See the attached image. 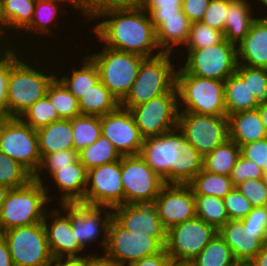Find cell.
<instances>
[{"instance_id":"cell-49","label":"cell","mask_w":267,"mask_h":266,"mask_svg":"<svg viewBox=\"0 0 267 266\" xmlns=\"http://www.w3.org/2000/svg\"><path fill=\"white\" fill-rule=\"evenodd\" d=\"M223 200L229 219L245 218L253 208L250 201L236 188L229 192Z\"/></svg>"},{"instance_id":"cell-4","label":"cell","mask_w":267,"mask_h":266,"mask_svg":"<svg viewBox=\"0 0 267 266\" xmlns=\"http://www.w3.org/2000/svg\"><path fill=\"white\" fill-rule=\"evenodd\" d=\"M174 57L172 53H161L145 58L129 93L120 102V106L130 110L171 91L176 86V67H178L173 62Z\"/></svg>"},{"instance_id":"cell-30","label":"cell","mask_w":267,"mask_h":266,"mask_svg":"<svg viewBox=\"0 0 267 266\" xmlns=\"http://www.w3.org/2000/svg\"><path fill=\"white\" fill-rule=\"evenodd\" d=\"M229 139L239 147L267 138L258 110L239 111L228 115Z\"/></svg>"},{"instance_id":"cell-47","label":"cell","mask_w":267,"mask_h":266,"mask_svg":"<svg viewBox=\"0 0 267 266\" xmlns=\"http://www.w3.org/2000/svg\"><path fill=\"white\" fill-rule=\"evenodd\" d=\"M235 188L250 201L253 208L267 206V183L263 178L247 179Z\"/></svg>"},{"instance_id":"cell-50","label":"cell","mask_w":267,"mask_h":266,"mask_svg":"<svg viewBox=\"0 0 267 266\" xmlns=\"http://www.w3.org/2000/svg\"><path fill=\"white\" fill-rule=\"evenodd\" d=\"M264 172L252 161L244 158L242 155L231 171L230 179L234 186L247 179H262Z\"/></svg>"},{"instance_id":"cell-55","label":"cell","mask_w":267,"mask_h":266,"mask_svg":"<svg viewBox=\"0 0 267 266\" xmlns=\"http://www.w3.org/2000/svg\"><path fill=\"white\" fill-rule=\"evenodd\" d=\"M173 260L166 253L165 248L152 256H147L141 260L126 264L125 266H173Z\"/></svg>"},{"instance_id":"cell-12","label":"cell","mask_w":267,"mask_h":266,"mask_svg":"<svg viewBox=\"0 0 267 266\" xmlns=\"http://www.w3.org/2000/svg\"><path fill=\"white\" fill-rule=\"evenodd\" d=\"M177 128L202 157L229 140L226 115L179 112Z\"/></svg>"},{"instance_id":"cell-16","label":"cell","mask_w":267,"mask_h":266,"mask_svg":"<svg viewBox=\"0 0 267 266\" xmlns=\"http://www.w3.org/2000/svg\"><path fill=\"white\" fill-rule=\"evenodd\" d=\"M122 185L125 203H154L165 185L140 155L122 156Z\"/></svg>"},{"instance_id":"cell-33","label":"cell","mask_w":267,"mask_h":266,"mask_svg":"<svg viewBox=\"0 0 267 266\" xmlns=\"http://www.w3.org/2000/svg\"><path fill=\"white\" fill-rule=\"evenodd\" d=\"M81 115L101 117L120 106L118 99L99 81L78 101Z\"/></svg>"},{"instance_id":"cell-27","label":"cell","mask_w":267,"mask_h":266,"mask_svg":"<svg viewBox=\"0 0 267 266\" xmlns=\"http://www.w3.org/2000/svg\"><path fill=\"white\" fill-rule=\"evenodd\" d=\"M156 29L157 43L163 53L177 52L187 42L192 22L184 13L171 17H150ZM176 50V51H175Z\"/></svg>"},{"instance_id":"cell-56","label":"cell","mask_w":267,"mask_h":266,"mask_svg":"<svg viewBox=\"0 0 267 266\" xmlns=\"http://www.w3.org/2000/svg\"><path fill=\"white\" fill-rule=\"evenodd\" d=\"M97 244H95L96 250L92 253V251L88 254L83 256H70V257H58L53 258L51 266H86V264L95 256L102 254L101 252L97 251ZM97 251V253H96Z\"/></svg>"},{"instance_id":"cell-10","label":"cell","mask_w":267,"mask_h":266,"mask_svg":"<svg viewBox=\"0 0 267 266\" xmlns=\"http://www.w3.org/2000/svg\"><path fill=\"white\" fill-rule=\"evenodd\" d=\"M0 151L22 164L33 175L39 168L41 155L37 131L20 117L0 119Z\"/></svg>"},{"instance_id":"cell-63","label":"cell","mask_w":267,"mask_h":266,"mask_svg":"<svg viewBox=\"0 0 267 266\" xmlns=\"http://www.w3.org/2000/svg\"><path fill=\"white\" fill-rule=\"evenodd\" d=\"M9 190H10L9 187L0 184V209L2 208V204L5 201Z\"/></svg>"},{"instance_id":"cell-36","label":"cell","mask_w":267,"mask_h":266,"mask_svg":"<svg viewBox=\"0 0 267 266\" xmlns=\"http://www.w3.org/2000/svg\"><path fill=\"white\" fill-rule=\"evenodd\" d=\"M73 149L80 152L94 144L102 135L101 120L98 116L79 115L71 119Z\"/></svg>"},{"instance_id":"cell-41","label":"cell","mask_w":267,"mask_h":266,"mask_svg":"<svg viewBox=\"0 0 267 266\" xmlns=\"http://www.w3.org/2000/svg\"><path fill=\"white\" fill-rule=\"evenodd\" d=\"M26 50L5 44L0 48V119L9 117L8 82L12 64Z\"/></svg>"},{"instance_id":"cell-13","label":"cell","mask_w":267,"mask_h":266,"mask_svg":"<svg viewBox=\"0 0 267 266\" xmlns=\"http://www.w3.org/2000/svg\"><path fill=\"white\" fill-rule=\"evenodd\" d=\"M165 247L155 238L133 233L113 218L108 228L107 244L102 255L118 266L160 253Z\"/></svg>"},{"instance_id":"cell-43","label":"cell","mask_w":267,"mask_h":266,"mask_svg":"<svg viewBox=\"0 0 267 266\" xmlns=\"http://www.w3.org/2000/svg\"><path fill=\"white\" fill-rule=\"evenodd\" d=\"M33 180V174L22 164L0 151V184L11 188L22 187Z\"/></svg>"},{"instance_id":"cell-32","label":"cell","mask_w":267,"mask_h":266,"mask_svg":"<svg viewBox=\"0 0 267 266\" xmlns=\"http://www.w3.org/2000/svg\"><path fill=\"white\" fill-rule=\"evenodd\" d=\"M226 116L239 111L255 110V96L248 88V80H242L236 73L224 81Z\"/></svg>"},{"instance_id":"cell-7","label":"cell","mask_w":267,"mask_h":266,"mask_svg":"<svg viewBox=\"0 0 267 266\" xmlns=\"http://www.w3.org/2000/svg\"><path fill=\"white\" fill-rule=\"evenodd\" d=\"M86 53L98 68L100 81L121 102L129 93L145 57L106 46Z\"/></svg>"},{"instance_id":"cell-17","label":"cell","mask_w":267,"mask_h":266,"mask_svg":"<svg viewBox=\"0 0 267 266\" xmlns=\"http://www.w3.org/2000/svg\"><path fill=\"white\" fill-rule=\"evenodd\" d=\"M121 159L87 170L83 204L113 208L124 204Z\"/></svg>"},{"instance_id":"cell-31","label":"cell","mask_w":267,"mask_h":266,"mask_svg":"<svg viewBox=\"0 0 267 266\" xmlns=\"http://www.w3.org/2000/svg\"><path fill=\"white\" fill-rule=\"evenodd\" d=\"M36 131L41 158L53 152L73 149L71 120L59 119Z\"/></svg>"},{"instance_id":"cell-20","label":"cell","mask_w":267,"mask_h":266,"mask_svg":"<svg viewBox=\"0 0 267 266\" xmlns=\"http://www.w3.org/2000/svg\"><path fill=\"white\" fill-rule=\"evenodd\" d=\"M154 205L167 230L196 217L194 192L189 184H165Z\"/></svg>"},{"instance_id":"cell-24","label":"cell","mask_w":267,"mask_h":266,"mask_svg":"<svg viewBox=\"0 0 267 266\" xmlns=\"http://www.w3.org/2000/svg\"><path fill=\"white\" fill-rule=\"evenodd\" d=\"M218 233L231 248L236 261L250 262L267 244V233H251L241 219H229Z\"/></svg>"},{"instance_id":"cell-8","label":"cell","mask_w":267,"mask_h":266,"mask_svg":"<svg viewBox=\"0 0 267 266\" xmlns=\"http://www.w3.org/2000/svg\"><path fill=\"white\" fill-rule=\"evenodd\" d=\"M187 54V55H186ZM176 74H190L201 78L225 81L236 72V45L225 38L218 44L185 52ZM179 68V69H178Z\"/></svg>"},{"instance_id":"cell-9","label":"cell","mask_w":267,"mask_h":266,"mask_svg":"<svg viewBox=\"0 0 267 266\" xmlns=\"http://www.w3.org/2000/svg\"><path fill=\"white\" fill-rule=\"evenodd\" d=\"M0 234L7 242L14 266H51L53 257L43 222L15 227Z\"/></svg>"},{"instance_id":"cell-52","label":"cell","mask_w":267,"mask_h":266,"mask_svg":"<svg viewBox=\"0 0 267 266\" xmlns=\"http://www.w3.org/2000/svg\"><path fill=\"white\" fill-rule=\"evenodd\" d=\"M241 155L255 163L263 172L267 170V138L240 147Z\"/></svg>"},{"instance_id":"cell-59","label":"cell","mask_w":267,"mask_h":266,"mask_svg":"<svg viewBox=\"0 0 267 266\" xmlns=\"http://www.w3.org/2000/svg\"><path fill=\"white\" fill-rule=\"evenodd\" d=\"M0 266H14L6 240L0 234Z\"/></svg>"},{"instance_id":"cell-46","label":"cell","mask_w":267,"mask_h":266,"mask_svg":"<svg viewBox=\"0 0 267 266\" xmlns=\"http://www.w3.org/2000/svg\"><path fill=\"white\" fill-rule=\"evenodd\" d=\"M242 80H248V88L255 96L256 105L267 104V69L237 65L235 72Z\"/></svg>"},{"instance_id":"cell-35","label":"cell","mask_w":267,"mask_h":266,"mask_svg":"<svg viewBox=\"0 0 267 266\" xmlns=\"http://www.w3.org/2000/svg\"><path fill=\"white\" fill-rule=\"evenodd\" d=\"M194 195H210L224 198L235 186L230 176L213 174L202 169L189 183Z\"/></svg>"},{"instance_id":"cell-65","label":"cell","mask_w":267,"mask_h":266,"mask_svg":"<svg viewBox=\"0 0 267 266\" xmlns=\"http://www.w3.org/2000/svg\"><path fill=\"white\" fill-rule=\"evenodd\" d=\"M173 266H195V265L189 261H174Z\"/></svg>"},{"instance_id":"cell-54","label":"cell","mask_w":267,"mask_h":266,"mask_svg":"<svg viewBox=\"0 0 267 266\" xmlns=\"http://www.w3.org/2000/svg\"><path fill=\"white\" fill-rule=\"evenodd\" d=\"M211 0H183L182 12L192 22H201Z\"/></svg>"},{"instance_id":"cell-34","label":"cell","mask_w":267,"mask_h":266,"mask_svg":"<svg viewBox=\"0 0 267 266\" xmlns=\"http://www.w3.org/2000/svg\"><path fill=\"white\" fill-rule=\"evenodd\" d=\"M240 155V147L229 139L203 157V169L213 174L230 176Z\"/></svg>"},{"instance_id":"cell-6","label":"cell","mask_w":267,"mask_h":266,"mask_svg":"<svg viewBox=\"0 0 267 266\" xmlns=\"http://www.w3.org/2000/svg\"><path fill=\"white\" fill-rule=\"evenodd\" d=\"M179 112L226 115L224 81L176 74Z\"/></svg>"},{"instance_id":"cell-42","label":"cell","mask_w":267,"mask_h":266,"mask_svg":"<svg viewBox=\"0 0 267 266\" xmlns=\"http://www.w3.org/2000/svg\"><path fill=\"white\" fill-rule=\"evenodd\" d=\"M78 159L79 152L74 149H67L46 154L41 158L39 168L33 175V180L43 184L54 172L65 166L75 163Z\"/></svg>"},{"instance_id":"cell-53","label":"cell","mask_w":267,"mask_h":266,"mask_svg":"<svg viewBox=\"0 0 267 266\" xmlns=\"http://www.w3.org/2000/svg\"><path fill=\"white\" fill-rule=\"evenodd\" d=\"M243 221L244 228L251 233H267V206L254 207Z\"/></svg>"},{"instance_id":"cell-38","label":"cell","mask_w":267,"mask_h":266,"mask_svg":"<svg viewBox=\"0 0 267 266\" xmlns=\"http://www.w3.org/2000/svg\"><path fill=\"white\" fill-rule=\"evenodd\" d=\"M235 261L231 248L217 233L191 262L195 266H230Z\"/></svg>"},{"instance_id":"cell-57","label":"cell","mask_w":267,"mask_h":266,"mask_svg":"<svg viewBox=\"0 0 267 266\" xmlns=\"http://www.w3.org/2000/svg\"><path fill=\"white\" fill-rule=\"evenodd\" d=\"M46 1H52V2H58L60 4H62L65 7H71V12L79 14L80 12V16L81 18L83 17L84 19H86V23L83 24H87L90 22L91 20V15L83 8V4L81 0H46ZM69 5V6H68ZM76 11V12H75ZM88 22V23H87Z\"/></svg>"},{"instance_id":"cell-26","label":"cell","mask_w":267,"mask_h":266,"mask_svg":"<svg viewBox=\"0 0 267 266\" xmlns=\"http://www.w3.org/2000/svg\"><path fill=\"white\" fill-rule=\"evenodd\" d=\"M236 51L239 65L267 69V20L258 16Z\"/></svg>"},{"instance_id":"cell-15","label":"cell","mask_w":267,"mask_h":266,"mask_svg":"<svg viewBox=\"0 0 267 266\" xmlns=\"http://www.w3.org/2000/svg\"><path fill=\"white\" fill-rule=\"evenodd\" d=\"M217 233L213 225L194 217L167 230L165 251L173 261L191 262Z\"/></svg>"},{"instance_id":"cell-22","label":"cell","mask_w":267,"mask_h":266,"mask_svg":"<svg viewBox=\"0 0 267 266\" xmlns=\"http://www.w3.org/2000/svg\"><path fill=\"white\" fill-rule=\"evenodd\" d=\"M52 207L46 212L43 220L52 257L86 255L85 249L79 244L73 232L70 218L60 208Z\"/></svg>"},{"instance_id":"cell-39","label":"cell","mask_w":267,"mask_h":266,"mask_svg":"<svg viewBox=\"0 0 267 266\" xmlns=\"http://www.w3.org/2000/svg\"><path fill=\"white\" fill-rule=\"evenodd\" d=\"M196 217L219 230L228 220L224 200L210 195H194Z\"/></svg>"},{"instance_id":"cell-61","label":"cell","mask_w":267,"mask_h":266,"mask_svg":"<svg viewBox=\"0 0 267 266\" xmlns=\"http://www.w3.org/2000/svg\"><path fill=\"white\" fill-rule=\"evenodd\" d=\"M86 266H118L113 263L110 259L101 255H95Z\"/></svg>"},{"instance_id":"cell-64","label":"cell","mask_w":267,"mask_h":266,"mask_svg":"<svg viewBox=\"0 0 267 266\" xmlns=\"http://www.w3.org/2000/svg\"><path fill=\"white\" fill-rule=\"evenodd\" d=\"M256 2L258 1V3L257 4H261V7L260 8H262V6H264L265 7V9H261L262 11L263 10H265L266 11V9H267V0H255ZM264 13H266L267 14V12H264ZM262 16V17H261ZM260 18H262V19H264V20H267V15H260L259 16Z\"/></svg>"},{"instance_id":"cell-19","label":"cell","mask_w":267,"mask_h":266,"mask_svg":"<svg viewBox=\"0 0 267 266\" xmlns=\"http://www.w3.org/2000/svg\"><path fill=\"white\" fill-rule=\"evenodd\" d=\"M102 135L122 156L139 155L144 138L129 109L119 106L100 117Z\"/></svg>"},{"instance_id":"cell-1","label":"cell","mask_w":267,"mask_h":266,"mask_svg":"<svg viewBox=\"0 0 267 266\" xmlns=\"http://www.w3.org/2000/svg\"><path fill=\"white\" fill-rule=\"evenodd\" d=\"M93 20L89 30L102 46L145 58L163 53L149 14L137 2L104 7L91 17L90 23Z\"/></svg>"},{"instance_id":"cell-18","label":"cell","mask_w":267,"mask_h":266,"mask_svg":"<svg viewBox=\"0 0 267 266\" xmlns=\"http://www.w3.org/2000/svg\"><path fill=\"white\" fill-rule=\"evenodd\" d=\"M112 218L124 229L157 239L164 247L167 229L154 203H125L112 208Z\"/></svg>"},{"instance_id":"cell-44","label":"cell","mask_w":267,"mask_h":266,"mask_svg":"<svg viewBox=\"0 0 267 266\" xmlns=\"http://www.w3.org/2000/svg\"><path fill=\"white\" fill-rule=\"evenodd\" d=\"M20 118L35 130L60 119L55 107L47 96L39 99Z\"/></svg>"},{"instance_id":"cell-68","label":"cell","mask_w":267,"mask_h":266,"mask_svg":"<svg viewBox=\"0 0 267 266\" xmlns=\"http://www.w3.org/2000/svg\"><path fill=\"white\" fill-rule=\"evenodd\" d=\"M263 180L267 183V170L264 171Z\"/></svg>"},{"instance_id":"cell-29","label":"cell","mask_w":267,"mask_h":266,"mask_svg":"<svg viewBox=\"0 0 267 266\" xmlns=\"http://www.w3.org/2000/svg\"><path fill=\"white\" fill-rule=\"evenodd\" d=\"M251 3L256 2L253 0H227V15L223 35L227 41L234 45H237L247 35L252 23L260 14L253 10L255 7H252Z\"/></svg>"},{"instance_id":"cell-67","label":"cell","mask_w":267,"mask_h":266,"mask_svg":"<svg viewBox=\"0 0 267 266\" xmlns=\"http://www.w3.org/2000/svg\"><path fill=\"white\" fill-rule=\"evenodd\" d=\"M139 0H116V5L125 4L128 2H138Z\"/></svg>"},{"instance_id":"cell-23","label":"cell","mask_w":267,"mask_h":266,"mask_svg":"<svg viewBox=\"0 0 267 266\" xmlns=\"http://www.w3.org/2000/svg\"><path fill=\"white\" fill-rule=\"evenodd\" d=\"M53 182V186H50V181ZM48 181L44 182L43 185L48 195L49 201L53 204L54 200L56 203H82L84 201L85 189L87 185V169L82 165L80 159L75 163L65 166L60 170L54 172ZM47 183V184H46ZM57 188L56 196L50 193V189ZM50 193V194H49ZM52 194V195H51ZM57 194H59L57 196ZM54 199V200H53Z\"/></svg>"},{"instance_id":"cell-3","label":"cell","mask_w":267,"mask_h":266,"mask_svg":"<svg viewBox=\"0 0 267 266\" xmlns=\"http://www.w3.org/2000/svg\"><path fill=\"white\" fill-rule=\"evenodd\" d=\"M44 44V42L41 44L43 46L41 49L42 51L44 50L42 56L38 50H27L10 68L8 82L9 117H20L39 99L46 96L48 87L56 78L58 65L55 60L51 61V58H53L52 55L54 54L52 51L54 52L55 50H51V53L49 52L51 56L49 59L47 56L48 52L47 54L45 53V49L49 51L47 48L49 45L48 43ZM45 46L46 48H44ZM37 55L41 58H38ZM46 61L50 63L47 64ZM52 63L55 66H52Z\"/></svg>"},{"instance_id":"cell-51","label":"cell","mask_w":267,"mask_h":266,"mask_svg":"<svg viewBox=\"0 0 267 266\" xmlns=\"http://www.w3.org/2000/svg\"><path fill=\"white\" fill-rule=\"evenodd\" d=\"M226 15L227 0H211L201 22L223 32Z\"/></svg>"},{"instance_id":"cell-66","label":"cell","mask_w":267,"mask_h":266,"mask_svg":"<svg viewBox=\"0 0 267 266\" xmlns=\"http://www.w3.org/2000/svg\"><path fill=\"white\" fill-rule=\"evenodd\" d=\"M230 266H252L250 262L246 261H235L232 265Z\"/></svg>"},{"instance_id":"cell-28","label":"cell","mask_w":267,"mask_h":266,"mask_svg":"<svg viewBox=\"0 0 267 266\" xmlns=\"http://www.w3.org/2000/svg\"><path fill=\"white\" fill-rule=\"evenodd\" d=\"M82 55L84 56H81L83 59L82 62H79L80 65L76 67L77 65L75 64V67L71 66L70 68L68 66H63V63L61 66V61H58V57H53V59H57V62L60 65L58 66L59 69H56V77L65 85L69 92L72 93L78 101L100 81L99 71L95 63L86 53ZM64 67L69 72L64 70ZM61 70L63 71L64 75H61ZM64 71L67 73V75Z\"/></svg>"},{"instance_id":"cell-69","label":"cell","mask_w":267,"mask_h":266,"mask_svg":"<svg viewBox=\"0 0 267 266\" xmlns=\"http://www.w3.org/2000/svg\"><path fill=\"white\" fill-rule=\"evenodd\" d=\"M5 44L0 40V48L4 46Z\"/></svg>"},{"instance_id":"cell-11","label":"cell","mask_w":267,"mask_h":266,"mask_svg":"<svg viewBox=\"0 0 267 266\" xmlns=\"http://www.w3.org/2000/svg\"><path fill=\"white\" fill-rule=\"evenodd\" d=\"M57 206L70 218L73 232L79 244L85 250L91 248L98 241L101 244V248L98 246V249L104 252L107 244L108 228L112 219V208L91 206L81 202L60 203Z\"/></svg>"},{"instance_id":"cell-40","label":"cell","mask_w":267,"mask_h":266,"mask_svg":"<svg viewBox=\"0 0 267 266\" xmlns=\"http://www.w3.org/2000/svg\"><path fill=\"white\" fill-rule=\"evenodd\" d=\"M46 96L55 107L60 119L71 120L81 115L78 100L57 77L48 87Z\"/></svg>"},{"instance_id":"cell-48","label":"cell","mask_w":267,"mask_h":266,"mask_svg":"<svg viewBox=\"0 0 267 266\" xmlns=\"http://www.w3.org/2000/svg\"><path fill=\"white\" fill-rule=\"evenodd\" d=\"M183 0H139L137 3L150 17H171L183 13L181 4Z\"/></svg>"},{"instance_id":"cell-45","label":"cell","mask_w":267,"mask_h":266,"mask_svg":"<svg viewBox=\"0 0 267 266\" xmlns=\"http://www.w3.org/2000/svg\"><path fill=\"white\" fill-rule=\"evenodd\" d=\"M224 39L223 32L212 28L202 22H194L191 24L189 36L184 45L185 51L201 49L220 43Z\"/></svg>"},{"instance_id":"cell-62","label":"cell","mask_w":267,"mask_h":266,"mask_svg":"<svg viewBox=\"0 0 267 266\" xmlns=\"http://www.w3.org/2000/svg\"><path fill=\"white\" fill-rule=\"evenodd\" d=\"M256 109L258 110L261 121L264 124L267 131V104L260 105Z\"/></svg>"},{"instance_id":"cell-25","label":"cell","mask_w":267,"mask_h":266,"mask_svg":"<svg viewBox=\"0 0 267 266\" xmlns=\"http://www.w3.org/2000/svg\"><path fill=\"white\" fill-rule=\"evenodd\" d=\"M36 1L0 0V40L4 44H11L30 25Z\"/></svg>"},{"instance_id":"cell-14","label":"cell","mask_w":267,"mask_h":266,"mask_svg":"<svg viewBox=\"0 0 267 266\" xmlns=\"http://www.w3.org/2000/svg\"><path fill=\"white\" fill-rule=\"evenodd\" d=\"M130 112L144 139L177 128L179 109L176 86L163 95L132 107Z\"/></svg>"},{"instance_id":"cell-2","label":"cell","mask_w":267,"mask_h":266,"mask_svg":"<svg viewBox=\"0 0 267 266\" xmlns=\"http://www.w3.org/2000/svg\"><path fill=\"white\" fill-rule=\"evenodd\" d=\"M139 155L165 184H189L203 169L202 155L178 128L145 138Z\"/></svg>"},{"instance_id":"cell-5","label":"cell","mask_w":267,"mask_h":266,"mask_svg":"<svg viewBox=\"0 0 267 266\" xmlns=\"http://www.w3.org/2000/svg\"><path fill=\"white\" fill-rule=\"evenodd\" d=\"M50 203L44 185L40 182L32 180L22 187L11 188L0 209V233L43 222L46 212L52 206Z\"/></svg>"},{"instance_id":"cell-21","label":"cell","mask_w":267,"mask_h":266,"mask_svg":"<svg viewBox=\"0 0 267 266\" xmlns=\"http://www.w3.org/2000/svg\"><path fill=\"white\" fill-rule=\"evenodd\" d=\"M64 7L65 6H63L62 4H60L58 2H52V1H46V0H37L36 4H35V8H34L33 18H32L30 25L24 30V32H22L20 34L21 36L16 37V41H13L10 45H12L14 47H18L20 49H24V50H30V49L31 50H38L42 54L43 51L39 48H41L40 47L41 46L40 45L41 40L43 41L44 39H40L39 37L41 36V38H42V35H43V37L45 36V39L47 41H48V39H50L51 36L57 37V33H56V31L54 32V30H56L57 27L58 28L60 27V26H57L60 23V22H58L59 17L60 16L62 17V15H64L63 17H66L69 15L67 8H64ZM66 10H67V12H66ZM60 11H62V12H60ZM53 27H54V29H53ZM37 35H38L39 41L37 42V38H36L34 40V43H33L29 38L30 37L35 38V37H37ZM21 37H23V38H21ZM24 37H25V39H24ZM26 37H28V38H26ZM29 41L32 43H30ZM35 42L38 45L35 44ZM37 46H39V47L37 48Z\"/></svg>"},{"instance_id":"cell-37","label":"cell","mask_w":267,"mask_h":266,"mask_svg":"<svg viewBox=\"0 0 267 266\" xmlns=\"http://www.w3.org/2000/svg\"><path fill=\"white\" fill-rule=\"evenodd\" d=\"M122 158L119 151L103 135L92 145L83 148L79 152V159L87 169L118 161Z\"/></svg>"},{"instance_id":"cell-60","label":"cell","mask_w":267,"mask_h":266,"mask_svg":"<svg viewBox=\"0 0 267 266\" xmlns=\"http://www.w3.org/2000/svg\"><path fill=\"white\" fill-rule=\"evenodd\" d=\"M252 266H267V244L250 261Z\"/></svg>"},{"instance_id":"cell-58","label":"cell","mask_w":267,"mask_h":266,"mask_svg":"<svg viewBox=\"0 0 267 266\" xmlns=\"http://www.w3.org/2000/svg\"><path fill=\"white\" fill-rule=\"evenodd\" d=\"M83 8L93 16L98 10L116 5V0H81Z\"/></svg>"}]
</instances>
